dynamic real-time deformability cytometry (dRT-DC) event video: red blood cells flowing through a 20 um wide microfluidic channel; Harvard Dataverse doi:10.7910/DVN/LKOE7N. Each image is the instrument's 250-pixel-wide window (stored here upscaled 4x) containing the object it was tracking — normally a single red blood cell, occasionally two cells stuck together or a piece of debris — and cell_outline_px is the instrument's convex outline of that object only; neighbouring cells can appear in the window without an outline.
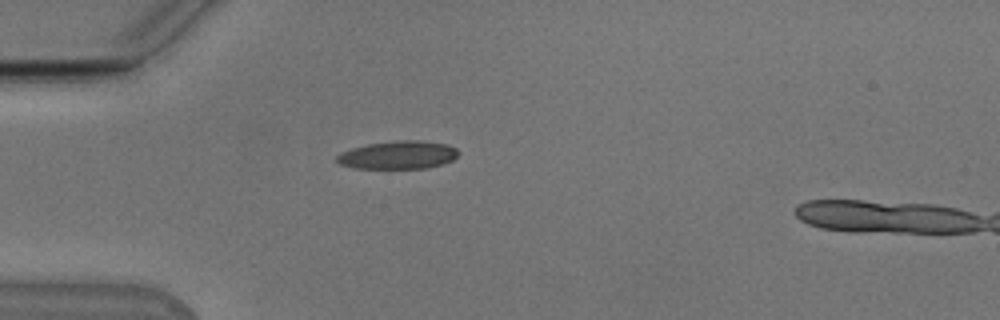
{"species": "Egyptian fruit bat (a non-hibernating species)", "species_latin": "Rousettus aegyptiacus", "temperature_condition": "cold", "stored_images_in_passage": 39, "camera_frame_rate_fps": 3000, "um_per_image_px": 0.085, "animal": {"sex": "male"}, "frame": {"image": 1, "passage_image": 1, "time_ms": 0.0, "image_size_px": [1000, 320], "cell_outline_px": [[460, 152], [452, 160], [428, 168], [352, 168], [340, 164], [336, 160], [336, 156], [340, 152], [352, 148], [368, 144], [400, 140], [420, 140], [448, 144], [456, 148]], "centroid_in_image_um": [33.83, 13.17], "position_along_channel_um": 51.2, "area_um2": 19.88}}
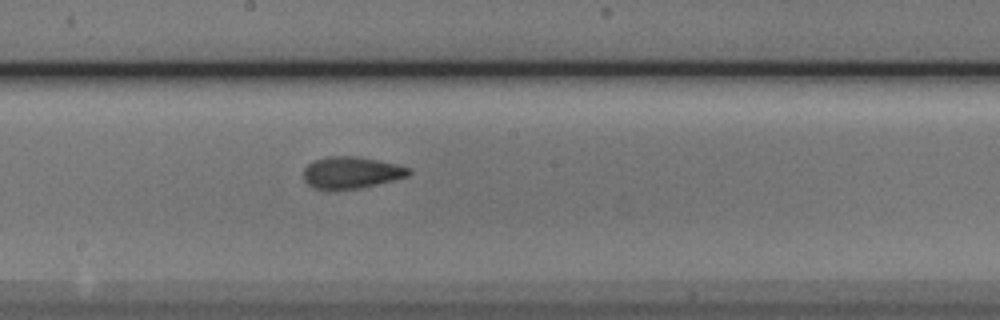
{"frame": {"image": 2, "passage_image": 15, "time_ms": 4.667, "image_size_px": [1000, 320], "cell_outline_px": [[412, 172], [408, 176], [360, 188], [332, 192], [328, 192], [312, 188], [304, 180], [304, 168], [308, 164], [316, 160], [328, 156], [356, 156], [396, 164], [412, 168]], "centroid_in_image_um": [29.82, 14.7], "position_along_channel_um": 218.4, "area_um2": 19.88}}
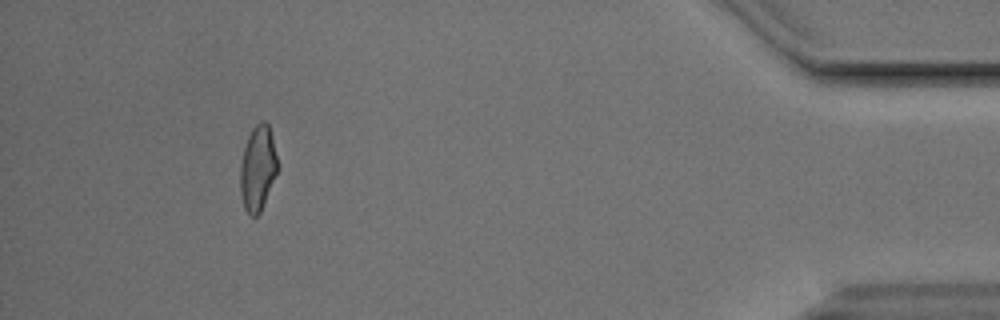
{"frame": {"image": 3, "passage_image": 35, "time_ms": 11.333, "image_size_px": [1000, 320], "cell_outline_px": [[276, 176], [260, 212], [256, 216], [252, 216], [244, 208], [240, 192], [240, 164], [244, 148], [248, 136], [252, 128], [260, 120], [264, 120], [268, 124], [272, 136], [276, 156]], "centroid_in_image_um": [21.89, 14.28], "position_along_channel_um": 413.3, "area_um2": 18.32}, "authors_computed_cell_mechanics": {"area_um2": 19.3052, "velocity_mm_per_s": 3.8463, "shape_relaxation_time_tau1_ms": 2.8023, "shape_relaxation_time_tau2_ms": 1.6973, "deformation_change_tau1": 0.1483, "deformation_change_tau2": 0.0913}}